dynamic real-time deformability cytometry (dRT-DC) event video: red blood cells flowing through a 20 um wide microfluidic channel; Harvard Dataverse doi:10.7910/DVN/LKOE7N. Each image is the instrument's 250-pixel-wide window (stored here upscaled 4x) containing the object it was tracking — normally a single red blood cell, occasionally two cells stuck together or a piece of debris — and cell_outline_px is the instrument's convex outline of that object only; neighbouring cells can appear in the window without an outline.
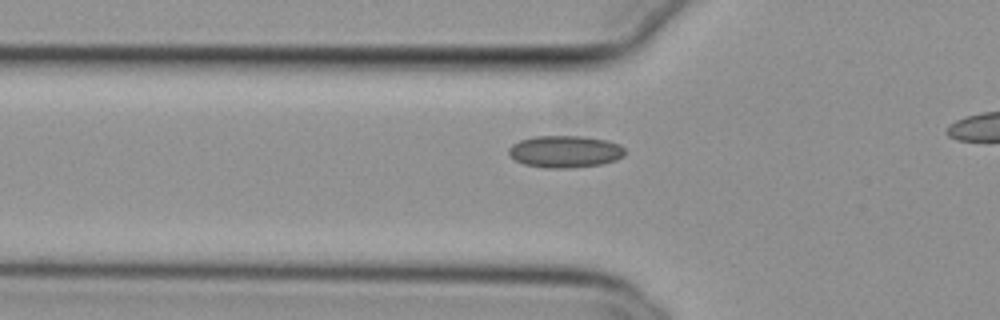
{"species": "common noctule bat (a hibernating species)", "species_latin": "Nyctalus noctula", "temperature_condition": "cold", "stored_images_in_passage": 40, "camera_frame_rate_fps": 3000, "um_per_image_px": 0.085, "animal": {"sex": "female", "body_mass_g": 29.2, "forearm_length_mm": 56.3}, "frame": {"image": 1, "passage_image": 14, "time_ms": 4.333, "image_size_px": [1000, 320], "cell_outline_px": [[624, 156], [616, 160], [600, 164], [572, 168], [544, 168], [524, 164], [516, 160], [508, 152], [508, 148], [512, 144], [520, 140], [536, 136], [580, 136], [608, 140], [620, 144], [624, 148]], "centroid_in_image_um": [48.04, 12.88], "position_along_channel_um": 77.8, "area_um2": 21.73}}
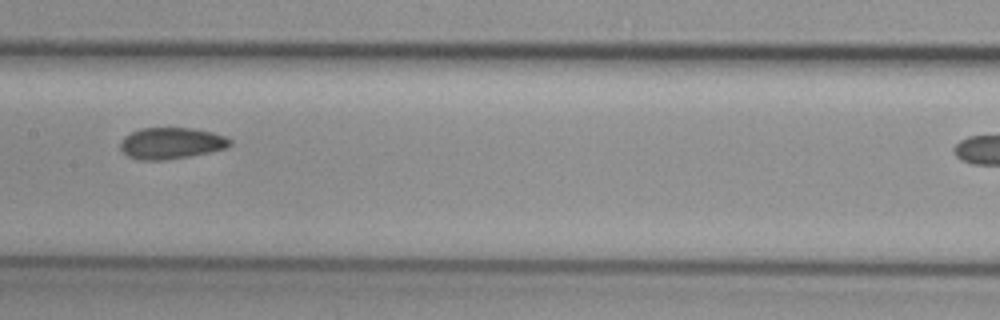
{"frame": {"image": 2, "passage_image": 23, "time_ms": 7.333, "image_size_px": [1000, 320], "cell_outline_px": [[232, 144], [224, 148], [208, 152], [188, 156], [164, 160], [140, 160], [128, 156], [120, 148], [120, 140], [124, 136], [140, 128], [192, 128], [212, 132], [224, 136], [232, 140]], "centroid_in_image_um": [14.52, 12.17], "position_along_channel_um": 192.9, "area_um2": 19.94}}
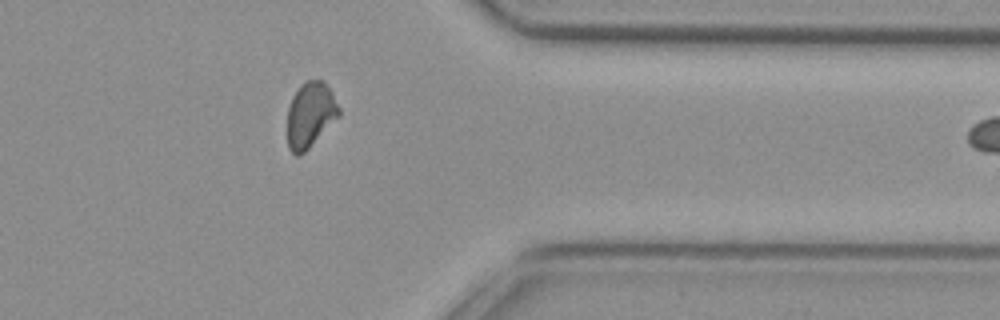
{"frame": {"image": 3, "passage_image": 39, "time_ms": 12.667, "image_size_px": [1000, 320], "cell_outline_px": [[340, 116], [300, 156], [296, 156], [288, 148], [288, 108], [292, 96], [300, 84], [304, 80], [324, 80], [332, 92], [340, 108]], "centroid_in_image_um": [26.38, 9.73], "position_along_channel_um": 385.0, "area_um2": 19.77}}